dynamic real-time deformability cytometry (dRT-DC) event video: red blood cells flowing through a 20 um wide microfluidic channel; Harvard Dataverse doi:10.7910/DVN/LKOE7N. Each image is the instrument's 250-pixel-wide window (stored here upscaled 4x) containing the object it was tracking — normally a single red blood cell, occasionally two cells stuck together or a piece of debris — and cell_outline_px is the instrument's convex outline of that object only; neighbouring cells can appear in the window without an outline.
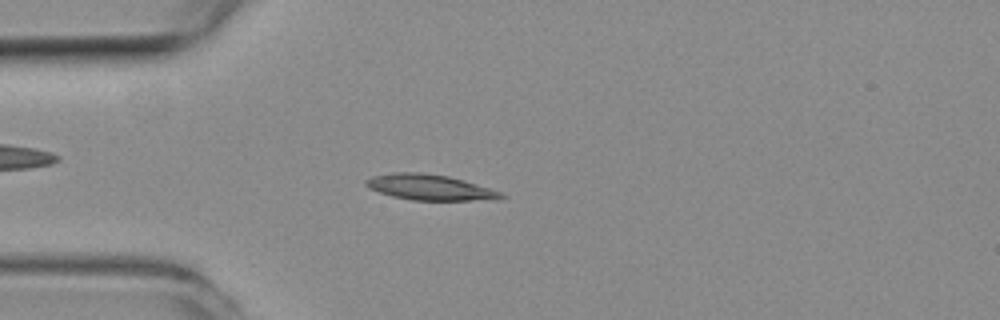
{"species": "common noctule bat (a hibernating species)", "species_latin": "Nyctalus noctula", "temperature_condition": "room temperature", "stored_images_in_passage": 51, "camera_frame_rate_fps": 3000, "um_per_image_px": 0.085, "animal": {"sex": "female", "body_mass_g": 19.3, "forearm_length_mm": 54.1}, "frame": {"image": 1, "passage_image": 13, "time_ms": 4.0, "image_size_px": [1000, 320], "cell_outline_px": [[504, 196], [468, 200], [416, 200], [396, 196], [372, 188], [368, 184], [368, 180], [376, 176], [444, 176], [460, 180], [496, 192]], "centroid_in_image_um": [36.56, 15.99], "position_along_channel_um": 48.4, "area_um2": 16.99}}
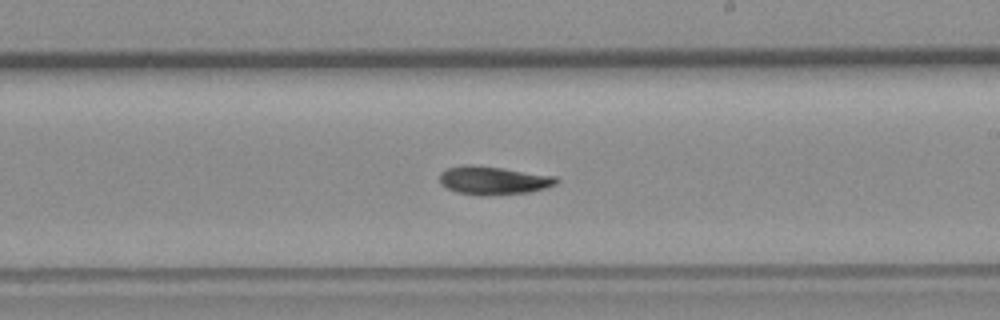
{"frame": {"image": 2, "passage_image": 29, "time_ms": 9.333, "image_size_px": [1000, 320], "cell_outline_px": [[556, 180], [552, 184], [540, 188], [520, 192], [460, 192], [448, 188], [440, 180], [440, 176], [444, 172], [452, 168], [496, 168], [548, 176]], "centroid_in_image_um": [41.89, 15.33], "position_along_channel_um": 247.1, "area_um2": 16.01}}
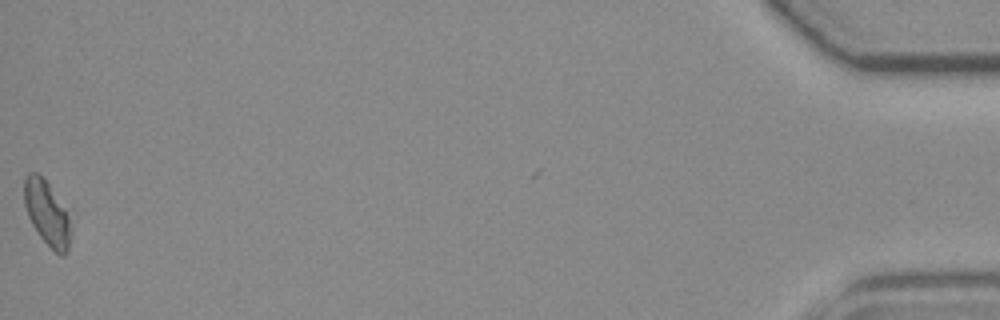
{"frame": {"image": 3, "passage_image": 51, "time_ms": 16.667, "image_size_px": [1000, 320], "cell_outline_px": [[68, 248], [64, 252], [56, 252], [44, 240], [36, 228], [28, 212], [24, 200], [24, 180], [32, 172], [36, 172], [48, 184], [64, 212], [68, 220]], "centroid_in_image_um": [3.93, 18.07], "position_along_channel_um": 431.3, "area_um2": 15.61}}